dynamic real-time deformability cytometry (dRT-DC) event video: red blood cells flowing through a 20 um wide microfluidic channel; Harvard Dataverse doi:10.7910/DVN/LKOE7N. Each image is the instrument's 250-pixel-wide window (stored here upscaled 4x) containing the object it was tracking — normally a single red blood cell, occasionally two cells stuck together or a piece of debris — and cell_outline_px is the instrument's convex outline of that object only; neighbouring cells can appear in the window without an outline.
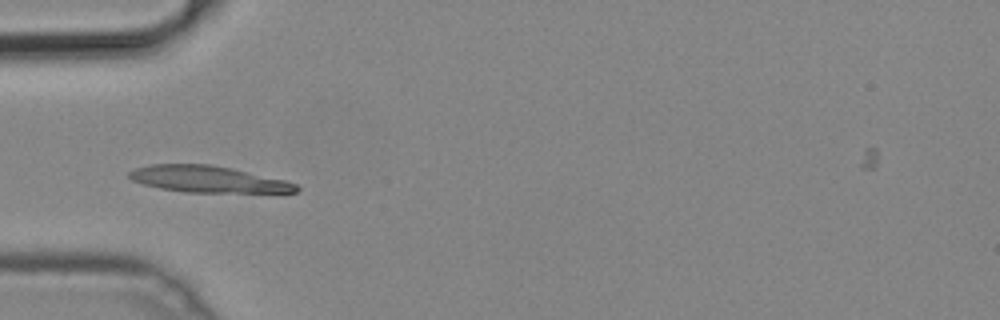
{"species": "common noctule bat (a hibernating species)", "species_latin": "Nyctalus noctula", "temperature_condition": "cold", "stored_images_in_passage": 35, "camera_frame_rate_fps": 3000, "um_per_image_px": 0.085, "animal": {"sex": "male", "body_mass_g": 19.2, "forearm_length_mm": 51.8}, "frame": {"image": 1, "passage_image": 1, "time_ms": 0.0, "image_size_px": [1000, 320], "cell_outline_px": [[300, 188], [296, 192], [188, 192], [160, 188], [144, 184], [132, 180], [128, 176], [128, 172], [136, 168], [148, 164], [212, 164], [232, 168], [284, 180], [296, 184]], "centroid_in_image_um": [17.65, 15.22], "position_along_channel_um": 67.3, "area_um2": 25.61}}
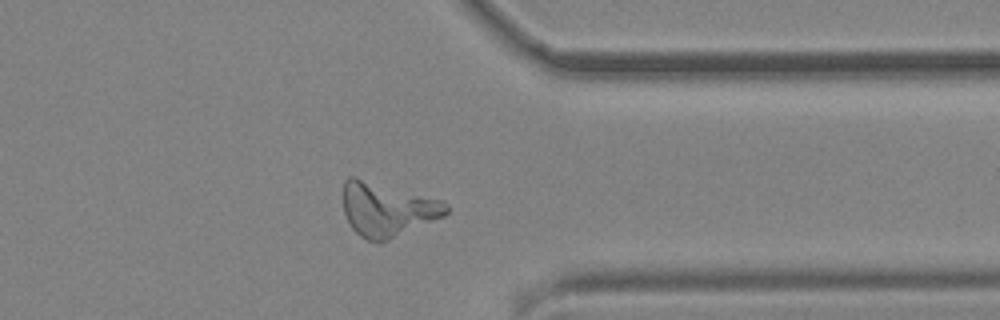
{"frame": {"image": 2, "passage_image": 25, "time_ms": 8.0, "image_size_px": [1000, 320], "cell_outline_px": [[448, 212], [444, 216], [380, 244], [376, 244], [360, 236], [348, 224], [344, 212], [344, 180], [348, 176], [356, 176], [440, 200], [448, 204]], "centroid_in_image_um": [32.88, 17.81], "position_along_channel_um": 378.5, "area_um2": 32.48}}
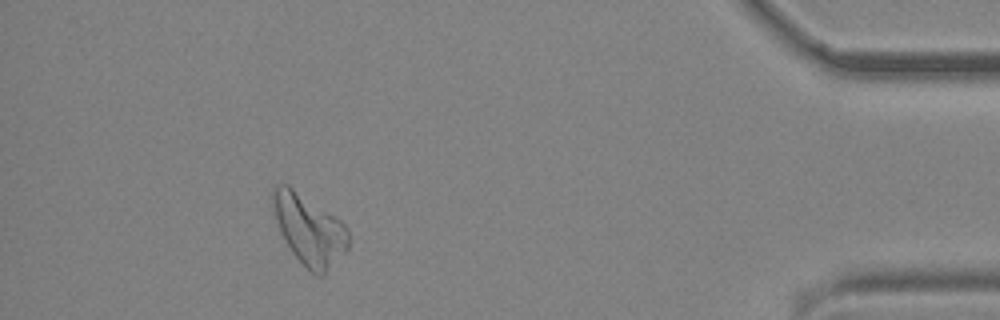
{"frame": {"image": 3, "passage_image": 31, "time_ms": 10.0, "image_size_px": [1000, 320], "cell_outline_px": [[348, 248], [324, 276], [316, 276], [292, 252], [284, 240], [272, 212], [272, 188], [276, 184], [288, 184], [336, 216], [348, 228]], "centroid_in_image_um": [26.26, 19.49], "position_along_channel_um": 408.9, "area_um2": 31.04}}